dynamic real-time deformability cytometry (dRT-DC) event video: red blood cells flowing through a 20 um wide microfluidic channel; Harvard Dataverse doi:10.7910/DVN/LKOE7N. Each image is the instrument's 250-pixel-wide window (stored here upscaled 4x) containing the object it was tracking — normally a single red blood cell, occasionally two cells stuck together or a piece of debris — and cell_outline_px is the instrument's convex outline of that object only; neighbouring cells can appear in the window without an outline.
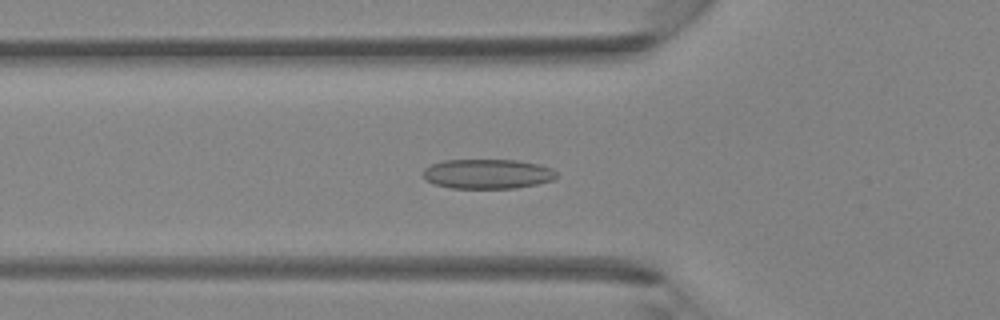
{"species": "Egyptian fruit bat (a non-hibernating species)", "species_latin": "Rousettus aegyptiacus", "temperature_condition": "room temperature", "stored_images_in_passage": 30, "camera_frame_rate_fps": 3000, "um_per_image_px": 0.085, "animal": {"sex": "female"}, "frame": {"image": 1, "passage_image": 2, "time_ms": 0.333, "image_size_px": [1000, 320], "cell_outline_px": [[556, 176], [552, 180], [536, 184], [516, 188], [452, 188], [436, 184], [424, 180], [424, 168], [432, 164], [444, 160], [516, 160], [540, 164], [552, 168], [556, 172]], "centroid_in_image_um": [41.44, 14.78], "position_along_channel_um": 84.4, "area_um2": 23.0}}
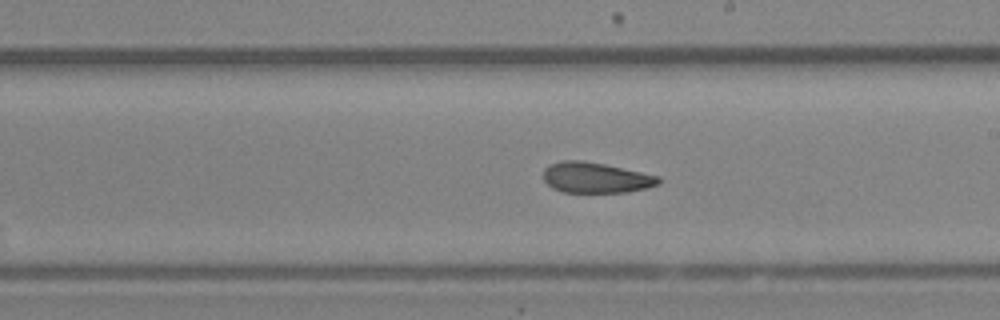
{"frame": {"image": 2, "passage_image": 12, "time_ms": 3.667, "image_size_px": [1000, 320], "cell_outline_px": [[660, 184], [628, 192], [564, 192], [552, 188], [544, 180], [544, 168], [548, 164], [560, 160], [580, 160], [604, 164], [660, 176]], "centroid_in_image_um": [50.61, 15.09], "position_along_channel_um": 238.4, "area_um2": 20.52}}
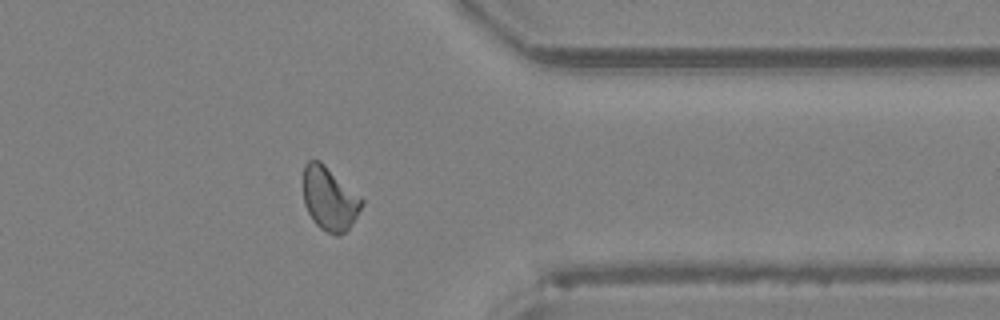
{"frame": {"image": 3, "passage_image": 22, "time_ms": 7.0, "image_size_px": [1000, 320], "cell_outline_px": [[364, 204], [348, 228], [344, 232], [336, 236], [320, 228], [312, 220], [304, 204], [304, 164], [308, 160], [320, 160], [360, 196], [364, 200]], "centroid_in_image_um": [28.0, 16.88], "position_along_channel_um": 383.4, "area_um2": 21.44}}